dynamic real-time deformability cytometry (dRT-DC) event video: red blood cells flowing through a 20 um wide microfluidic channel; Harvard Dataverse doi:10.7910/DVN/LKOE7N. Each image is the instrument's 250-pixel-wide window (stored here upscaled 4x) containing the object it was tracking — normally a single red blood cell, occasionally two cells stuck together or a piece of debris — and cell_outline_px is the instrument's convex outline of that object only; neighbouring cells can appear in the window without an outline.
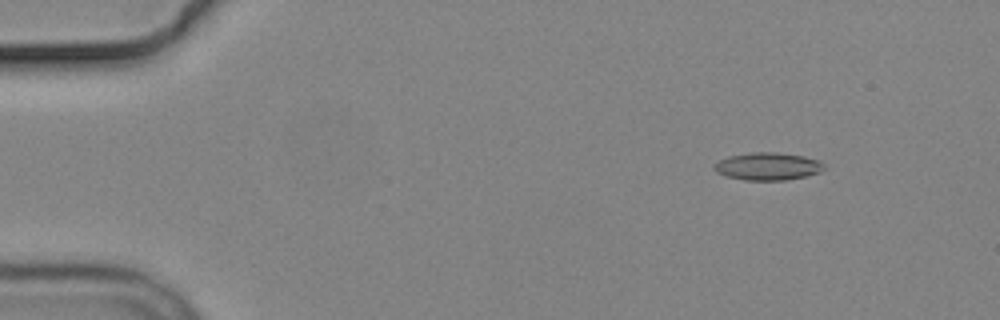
{"species": "common noctule bat (a hibernating species)", "species_latin": "Nyctalus noctula", "temperature_condition": "cold", "stored_images_in_passage": 5, "camera_frame_rate_fps": 3000, "um_per_image_px": 0.085, "animal": {"sex": "male", "body_mass_g": 19.2, "forearm_length_mm": 51.8}, "frame": {"image": 1, "passage_image": 2, "time_ms": 1.0, "image_size_px": [1000, 320], "cell_outline_px": [[824, 168], [820, 172], [804, 176], [784, 180], [744, 180], [724, 176], [716, 172], [712, 168], [720, 160], [728, 156], [752, 152], [776, 152], [804, 156], [820, 160], [824, 164]], "centroid_in_image_um": [65.25, 14.13], "position_along_channel_um": 19.8, "area_um2": 17.69}}